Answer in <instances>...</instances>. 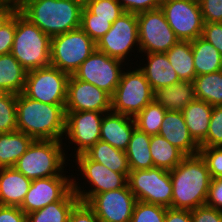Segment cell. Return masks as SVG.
I'll use <instances>...</instances> for the list:
<instances>
[{"label": "cell", "instance_id": "obj_29", "mask_svg": "<svg viewBox=\"0 0 222 222\" xmlns=\"http://www.w3.org/2000/svg\"><path fill=\"white\" fill-rule=\"evenodd\" d=\"M151 135L137 128L132 132L126 152L130 170H144L154 167L150 152Z\"/></svg>", "mask_w": 222, "mask_h": 222}, {"label": "cell", "instance_id": "obj_48", "mask_svg": "<svg viewBox=\"0 0 222 222\" xmlns=\"http://www.w3.org/2000/svg\"><path fill=\"white\" fill-rule=\"evenodd\" d=\"M0 222H27V215L17 206L0 205Z\"/></svg>", "mask_w": 222, "mask_h": 222}, {"label": "cell", "instance_id": "obj_13", "mask_svg": "<svg viewBox=\"0 0 222 222\" xmlns=\"http://www.w3.org/2000/svg\"><path fill=\"white\" fill-rule=\"evenodd\" d=\"M123 63V61L112 58L96 49L79 66L73 76L95 85L112 96L125 69Z\"/></svg>", "mask_w": 222, "mask_h": 222}, {"label": "cell", "instance_id": "obj_30", "mask_svg": "<svg viewBox=\"0 0 222 222\" xmlns=\"http://www.w3.org/2000/svg\"><path fill=\"white\" fill-rule=\"evenodd\" d=\"M166 55L180 81H194L196 73L191 41L179 40Z\"/></svg>", "mask_w": 222, "mask_h": 222}, {"label": "cell", "instance_id": "obj_20", "mask_svg": "<svg viewBox=\"0 0 222 222\" xmlns=\"http://www.w3.org/2000/svg\"><path fill=\"white\" fill-rule=\"evenodd\" d=\"M135 128L133 117L113 111L106 112L101 123L100 140L126 151Z\"/></svg>", "mask_w": 222, "mask_h": 222}, {"label": "cell", "instance_id": "obj_46", "mask_svg": "<svg viewBox=\"0 0 222 222\" xmlns=\"http://www.w3.org/2000/svg\"><path fill=\"white\" fill-rule=\"evenodd\" d=\"M192 222H222V211L207 205L191 210Z\"/></svg>", "mask_w": 222, "mask_h": 222}, {"label": "cell", "instance_id": "obj_8", "mask_svg": "<svg viewBox=\"0 0 222 222\" xmlns=\"http://www.w3.org/2000/svg\"><path fill=\"white\" fill-rule=\"evenodd\" d=\"M127 184L137 201L171 208L173 186L170 171L157 167L130 170Z\"/></svg>", "mask_w": 222, "mask_h": 222}, {"label": "cell", "instance_id": "obj_5", "mask_svg": "<svg viewBox=\"0 0 222 222\" xmlns=\"http://www.w3.org/2000/svg\"><path fill=\"white\" fill-rule=\"evenodd\" d=\"M62 144L60 140H33L14 168L30 180L69 176L64 171L67 153Z\"/></svg>", "mask_w": 222, "mask_h": 222}, {"label": "cell", "instance_id": "obj_45", "mask_svg": "<svg viewBox=\"0 0 222 222\" xmlns=\"http://www.w3.org/2000/svg\"><path fill=\"white\" fill-rule=\"evenodd\" d=\"M201 37L210 42L222 55V23H204Z\"/></svg>", "mask_w": 222, "mask_h": 222}, {"label": "cell", "instance_id": "obj_33", "mask_svg": "<svg viewBox=\"0 0 222 222\" xmlns=\"http://www.w3.org/2000/svg\"><path fill=\"white\" fill-rule=\"evenodd\" d=\"M81 19H102L114 23L123 13L116 0H83Z\"/></svg>", "mask_w": 222, "mask_h": 222}, {"label": "cell", "instance_id": "obj_43", "mask_svg": "<svg viewBox=\"0 0 222 222\" xmlns=\"http://www.w3.org/2000/svg\"><path fill=\"white\" fill-rule=\"evenodd\" d=\"M16 30V14L0 29V55L9 54L12 49Z\"/></svg>", "mask_w": 222, "mask_h": 222}, {"label": "cell", "instance_id": "obj_18", "mask_svg": "<svg viewBox=\"0 0 222 222\" xmlns=\"http://www.w3.org/2000/svg\"><path fill=\"white\" fill-rule=\"evenodd\" d=\"M65 111H111V96L95 85L69 76Z\"/></svg>", "mask_w": 222, "mask_h": 222}, {"label": "cell", "instance_id": "obj_19", "mask_svg": "<svg viewBox=\"0 0 222 222\" xmlns=\"http://www.w3.org/2000/svg\"><path fill=\"white\" fill-rule=\"evenodd\" d=\"M159 135L185 155L199 153L200 145L190 135L181 111H166Z\"/></svg>", "mask_w": 222, "mask_h": 222}, {"label": "cell", "instance_id": "obj_1", "mask_svg": "<svg viewBox=\"0 0 222 222\" xmlns=\"http://www.w3.org/2000/svg\"><path fill=\"white\" fill-rule=\"evenodd\" d=\"M17 130L34 140H64L65 104H47L23 93L16 101Z\"/></svg>", "mask_w": 222, "mask_h": 222}, {"label": "cell", "instance_id": "obj_51", "mask_svg": "<svg viewBox=\"0 0 222 222\" xmlns=\"http://www.w3.org/2000/svg\"><path fill=\"white\" fill-rule=\"evenodd\" d=\"M6 1H18V0H0V2H6Z\"/></svg>", "mask_w": 222, "mask_h": 222}, {"label": "cell", "instance_id": "obj_49", "mask_svg": "<svg viewBox=\"0 0 222 222\" xmlns=\"http://www.w3.org/2000/svg\"><path fill=\"white\" fill-rule=\"evenodd\" d=\"M18 10V1L0 2V29L14 17Z\"/></svg>", "mask_w": 222, "mask_h": 222}, {"label": "cell", "instance_id": "obj_6", "mask_svg": "<svg viewBox=\"0 0 222 222\" xmlns=\"http://www.w3.org/2000/svg\"><path fill=\"white\" fill-rule=\"evenodd\" d=\"M96 50V43L81 29L51 37L50 65L73 75Z\"/></svg>", "mask_w": 222, "mask_h": 222}, {"label": "cell", "instance_id": "obj_21", "mask_svg": "<svg viewBox=\"0 0 222 222\" xmlns=\"http://www.w3.org/2000/svg\"><path fill=\"white\" fill-rule=\"evenodd\" d=\"M31 183L14 167L0 168V205L20 207Z\"/></svg>", "mask_w": 222, "mask_h": 222}, {"label": "cell", "instance_id": "obj_44", "mask_svg": "<svg viewBox=\"0 0 222 222\" xmlns=\"http://www.w3.org/2000/svg\"><path fill=\"white\" fill-rule=\"evenodd\" d=\"M68 222H100V220L87 203L79 201L72 209Z\"/></svg>", "mask_w": 222, "mask_h": 222}, {"label": "cell", "instance_id": "obj_2", "mask_svg": "<svg viewBox=\"0 0 222 222\" xmlns=\"http://www.w3.org/2000/svg\"><path fill=\"white\" fill-rule=\"evenodd\" d=\"M173 186L171 208L193 210L205 205L211 175L200 153L186 155L170 170Z\"/></svg>", "mask_w": 222, "mask_h": 222}, {"label": "cell", "instance_id": "obj_38", "mask_svg": "<svg viewBox=\"0 0 222 222\" xmlns=\"http://www.w3.org/2000/svg\"><path fill=\"white\" fill-rule=\"evenodd\" d=\"M199 145L200 147L222 146V105L213 106L208 134Z\"/></svg>", "mask_w": 222, "mask_h": 222}, {"label": "cell", "instance_id": "obj_41", "mask_svg": "<svg viewBox=\"0 0 222 222\" xmlns=\"http://www.w3.org/2000/svg\"><path fill=\"white\" fill-rule=\"evenodd\" d=\"M204 23H222V0H199Z\"/></svg>", "mask_w": 222, "mask_h": 222}, {"label": "cell", "instance_id": "obj_7", "mask_svg": "<svg viewBox=\"0 0 222 222\" xmlns=\"http://www.w3.org/2000/svg\"><path fill=\"white\" fill-rule=\"evenodd\" d=\"M125 70L111 96V111L134 118L154 100V91L139 67Z\"/></svg>", "mask_w": 222, "mask_h": 222}, {"label": "cell", "instance_id": "obj_40", "mask_svg": "<svg viewBox=\"0 0 222 222\" xmlns=\"http://www.w3.org/2000/svg\"><path fill=\"white\" fill-rule=\"evenodd\" d=\"M112 23L102 19H81L80 28L97 43L111 28Z\"/></svg>", "mask_w": 222, "mask_h": 222}, {"label": "cell", "instance_id": "obj_47", "mask_svg": "<svg viewBox=\"0 0 222 222\" xmlns=\"http://www.w3.org/2000/svg\"><path fill=\"white\" fill-rule=\"evenodd\" d=\"M205 205L222 211V177L211 179Z\"/></svg>", "mask_w": 222, "mask_h": 222}, {"label": "cell", "instance_id": "obj_3", "mask_svg": "<svg viewBox=\"0 0 222 222\" xmlns=\"http://www.w3.org/2000/svg\"><path fill=\"white\" fill-rule=\"evenodd\" d=\"M19 11L50 37L80 28L83 0H18Z\"/></svg>", "mask_w": 222, "mask_h": 222}, {"label": "cell", "instance_id": "obj_36", "mask_svg": "<svg viewBox=\"0 0 222 222\" xmlns=\"http://www.w3.org/2000/svg\"><path fill=\"white\" fill-rule=\"evenodd\" d=\"M16 101L17 94L0 92V133L17 130Z\"/></svg>", "mask_w": 222, "mask_h": 222}, {"label": "cell", "instance_id": "obj_37", "mask_svg": "<svg viewBox=\"0 0 222 222\" xmlns=\"http://www.w3.org/2000/svg\"><path fill=\"white\" fill-rule=\"evenodd\" d=\"M167 207L136 201L130 222H165Z\"/></svg>", "mask_w": 222, "mask_h": 222}, {"label": "cell", "instance_id": "obj_50", "mask_svg": "<svg viewBox=\"0 0 222 222\" xmlns=\"http://www.w3.org/2000/svg\"><path fill=\"white\" fill-rule=\"evenodd\" d=\"M165 222H192L191 211L167 208Z\"/></svg>", "mask_w": 222, "mask_h": 222}, {"label": "cell", "instance_id": "obj_16", "mask_svg": "<svg viewBox=\"0 0 222 222\" xmlns=\"http://www.w3.org/2000/svg\"><path fill=\"white\" fill-rule=\"evenodd\" d=\"M65 139L77 146L74 157L84 154L100 140V128L104 113L98 111H65ZM68 137V138H67Z\"/></svg>", "mask_w": 222, "mask_h": 222}, {"label": "cell", "instance_id": "obj_34", "mask_svg": "<svg viewBox=\"0 0 222 222\" xmlns=\"http://www.w3.org/2000/svg\"><path fill=\"white\" fill-rule=\"evenodd\" d=\"M80 200H59L27 214V222H68L70 213Z\"/></svg>", "mask_w": 222, "mask_h": 222}, {"label": "cell", "instance_id": "obj_27", "mask_svg": "<svg viewBox=\"0 0 222 222\" xmlns=\"http://www.w3.org/2000/svg\"><path fill=\"white\" fill-rule=\"evenodd\" d=\"M196 76L222 70V55L201 36L191 41Z\"/></svg>", "mask_w": 222, "mask_h": 222}, {"label": "cell", "instance_id": "obj_32", "mask_svg": "<svg viewBox=\"0 0 222 222\" xmlns=\"http://www.w3.org/2000/svg\"><path fill=\"white\" fill-rule=\"evenodd\" d=\"M193 83L196 99L205 101L211 106L222 105V70L198 75Z\"/></svg>", "mask_w": 222, "mask_h": 222}, {"label": "cell", "instance_id": "obj_22", "mask_svg": "<svg viewBox=\"0 0 222 222\" xmlns=\"http://www.w3.org/2000/svg\"><path fill=\"white\" fill-rule=\"evenodd\" d=\"M147 64L138 66L153 91L180 82L176 71L168 61L166 53H146Z\"/></svg>", "mask_w": 222, "mask_h": 222}, {"label": "cell", "instance_id": "obj_4", "mask_svg": "<svg viewBox=\"0 0 222 222\" xmlns=\"http://www.w3.org/2000/svg\"><path fill=\"white\" fill-rule=\"evenodd\" d=\"M51 37L41 31L19 10L11 54L29 72L50 65Z\"/></svg>", "mask_w": 222, "mask_h": 222}, {"label": "cell", "instance_id": "obj_23", "mask_svg": "<svg viewBox=\"0 0 222 222\" xmlns=\"http://www.w3.org/2000/svg\"><path fill=\"white\" fill-rule=\"evenodd\" d=\"M195 99L196 95L192 81H180L154 91V100L166 111H182L188 103Z\"/></svg>", "mask_w": 222, "mask_h": 222}, {"label": "cell", "instance_id": "obj_15", "mask_svg": "<svg viewBox=\"0 0 222 222\" xmlns=\"http://www.w3.org/2000/svg\"><path fill=\"white\" fill-rule=\"evenodd\" d=\"M73 175L32 180L22 205L26 215L59 200H80L73 192Z\"/></svg>", "mask_w": 222, "mask_h": 222}, {"label": "cell", "instance_id": "obj_25", "mask_svg": "<svg viewBox=\"0 0 222 222\" xmlns=\"http://www.w3.org/2000/svg\"><path fill=\"white\" fill-rule=\"evenodd\" d=\"M33 140L32 137L18 130L0 133V168L14 167Z\"/></svg>", "mask_w": 222, "mask_h": 222}, {"label": "cell", "instance_id": "obj_24", "mask_svg": "<svg viewBox=\"0 0 222 222\" xmlns=\"http://www.w3.org/2000/svg\"><path fill=\"white\" fill-rule=\"evenodd\" d=\"M213 106L205 101L195 99L181 111L190 135L200 144L208 134Z\"/></svg>", "mask_w": 222, "mask_h": 222}, {"label": "cell", "instance_id": "obj_28", "mask_svg": "<svg viewBox=\"0 0 222 222\" xmlns=\"http://www.w3.org/2000/svg\"><path fill=\"white\" fill-rule=\"evenodd\" d=\"M27 71L9 53L0 55V92L23 93Z\"/></svg>", "mask_w": 222, "mask_h": 222}, {"label": "cell", "instance_id": "obj_39", "mask_svg": "<svg viewBox=\"0 0 222 222\" xmlns=\"http://www.w3.org/2000/svg\"><path fill=\"white\" fill-rule=\"evenodd\" d=\"M199 153L207 164L211 178L222 177V146L200 147Z\"/></svg>", "mask_w": 222, "mask_h": 222}, {"label": "cell", "instance_id": "obj_31", "mask_svg": "<svg viewBox=\"0 0 222 222\" xmlns=\"http://www.w3.org/2000/svg\"><path fill=\"white\" fill-rule=\"evenodd\" d=\"M149 148L154 167L167 171L174 169L186 156L159 134L151 135Z\"/></svg>", "mask_w": 222, "mask_h": 222}, {"label": "cell", "instance_id": "obj_10", "mask_svg": "<svg viewBox=\"0 0 222 222\" xmlns=\"http://www.w3.org/2000/svg\"><path fill=\"white\" fill-rule=\"evenodd\" d=\"M69 74L49 65L27 72L23 94L47 104H66Z\"/></svg>", "mask_w": 222, "mask_h": 222}, {"label": "cell", "instance_id": "obj_9", "mask_svg": "<svg viewBox=\"0 0 222 222\" xmlns=\"http://www.w3.org/2000/svg\"><path fill=\"white\" fill-rule=\"evenodd\" d=\"M75 161L81 176L89 182L91 189H83L73 178V192L81 202L87 203L94 195L121 189L127 185L128 174L114 172L108 167L90 160L85 154L77 155ZM83 190H82V189ZM87 190V191H86Z\"/></svg>", "mask_w": 222, "mask_h": 222}, {"label": "cell", "instance_id": "obj_12", "mask_svg": "<svg viewBox=\"0 0 222 222\" xmlns=\"http://www.w3.org/2000/svg\"><path fill=\"white\" fill-rule=\"evenodd\" d=\"M160 9L181 41H193L202 35L204 21L199 0H162Z\"/></svg>", "mask_w": 222, "mask_h": 222}, {"label": "cell", "instance_id": "obj_14", "mask_svg": "<svg viewBox=\"0 0 222 222\" xmlns=\"http://www.w3.org/2000/svg\"><path fill=\"white\" fill-rule=\"evenodd\" d=\"M139 51L137 14L124 12L110 30L96 43V49L126 64L129 53L135 47ZM126 59V60H125Z\"/></svg>", "mask_w": 222, "mask_h": 222}, {"label": "cell", "instance_id": "obj_35", "mask_svg": "<svg viewBox=\"0 0 222 222\" xmlns=\"http://www.w3.org/2000/svg\"><path fill=\"white\" fill-rule=\"evenodd\" d=\"M165 113L166 110L153 100L134 117L136 128L148 135L159 134Z\"/></svg>", "mask_w": 222, "mask_h": 222}, {"label": "cell", "instance_id": "obj_42", "mask_svg": "<svg viewBox=\"0 0 222 222\" xmlns=\"http://www.w3.org/2000/svg\"><path fill=\"white\" fill-rule=\"evenodd\" d=\"M124 12L141 13L144 11L156 10L161 6L162 0H116Z\"/></svg>", "mask_w": 222, "mask_h": 222}, {"label": "cell", "instance_id": "obj_17", "mask_svg": "<svg viewBox=\"0 0 222 222\" xmlns=\"http://www.w3.org/2000/svg\"><path fill=\"white\" fill-rule=\"evenodd\" d=\"M136 198L128 187L94 195L87 204L100 222H130Z\"/></svg>", "mask_w": 222, "mask_h": 222}, {"label": "cell", "instance_id": "obj_11", "mask_svg": "<svg viewBox=\"0 0 222 222\" xmlns=\"http://www.w3.org/2000/svg\"><path fill=\"white\" fill-rule=\"evenodd\" d=\"M140 54L166 53L179 39L159 8L137 14Z\"/></svg>", "mask_w": 222, "mask_h": 222}, {"label": "cell", "instance_id": "obj_26", "mask_svg": "<svg viewBox=\"0 0 222 222\" xmlns=\"http://www.w3.org/2000/svg\"><path fill=\"white\" fill-rule=\"evenodd\" d=\"M90 160L101 163L114 172L129 174L130 168L126 152L102 140L97 141L84 153Z\"/></svg>", "mask_w": 222, "mask_h": 222}]
</instances>
